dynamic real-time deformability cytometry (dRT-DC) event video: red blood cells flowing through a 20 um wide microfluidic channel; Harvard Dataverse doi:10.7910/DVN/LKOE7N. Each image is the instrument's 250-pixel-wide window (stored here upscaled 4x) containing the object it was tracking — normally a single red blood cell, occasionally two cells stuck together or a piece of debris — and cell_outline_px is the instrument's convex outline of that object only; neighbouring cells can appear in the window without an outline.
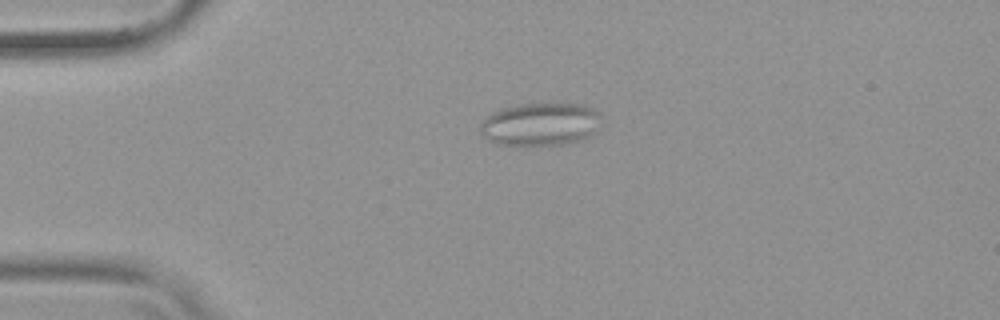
{"species": "common noctule bat (a hibernating species)", "species_latin": "Nyctalus noctula", "temperature_condition": "warm", "stored_images_in_passage": 46, "camera_frame_rate_fps": 3000, "um_per_image_px": 0.085, "animal": {"sex": "female", "body_mass_g": 19.9}, "frame": {"image": 1, "passage_image": 5, "time_ms": 1.333, "image_size_px": [1000, 320], "cell_outline_px": [[600, 128], [584, 140], [568, 144], [524, 148], [496, 144], [484, 136], [480, 132], [480, 124], [492, 112], [500, 108], [520, 104], [584, 104], [592, 108], [600, 116]], "centroid_in_image_um": [45.93, 10.61], "position_along_channel_um": 39.1, "area_um2": 31.27}}
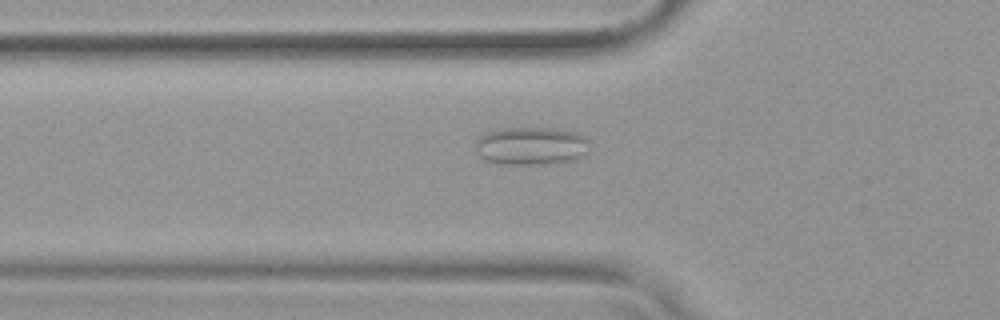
{"frame": {"image": 2, "passage_image": 11, "time_ms": 3.333, "image_size_px": [1000, 320], "cell_outline_px": [[588, 140], [584, 152], [580, 156], [572, 160], [544, 164], [500, 164], [484, 160], [476, 152], [476, 140], [480, 136], [488, 132], [504, 128], [552, 128], [576, 132], [584, 136]], "centroid_in_image_um": [45.08, 12.4], "position_along_channel_um": 80.7, "area_um2": 25.03}}
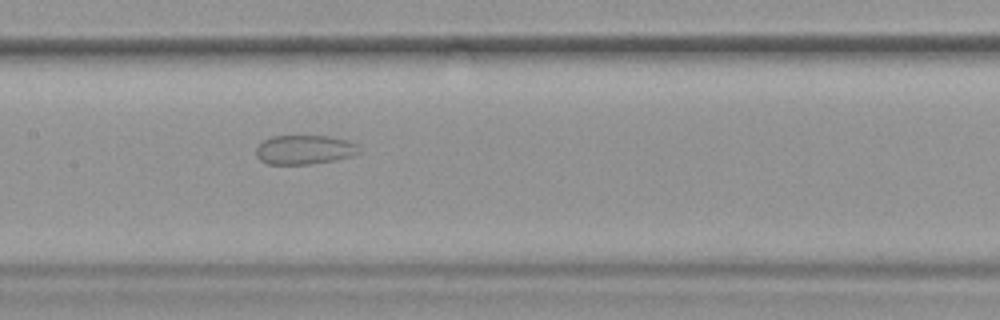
{"frame": {"image": 3, "passage_image": 19, "time_ms": 6.0, "image_size_px": [1000, 320], "cell_outline_px": [[360, 152], [352, 156], [336, 160], [312, 164], [268, 164], [260, 160], [256, 156], [256, 148], [264, 140], [272, 136], [328, 136], [348, 140], [356, 144]], "centroid_in_image_um": [25.88, 12.73], "position_along_channel_um": 181.5, "area_um2": 17.57}}